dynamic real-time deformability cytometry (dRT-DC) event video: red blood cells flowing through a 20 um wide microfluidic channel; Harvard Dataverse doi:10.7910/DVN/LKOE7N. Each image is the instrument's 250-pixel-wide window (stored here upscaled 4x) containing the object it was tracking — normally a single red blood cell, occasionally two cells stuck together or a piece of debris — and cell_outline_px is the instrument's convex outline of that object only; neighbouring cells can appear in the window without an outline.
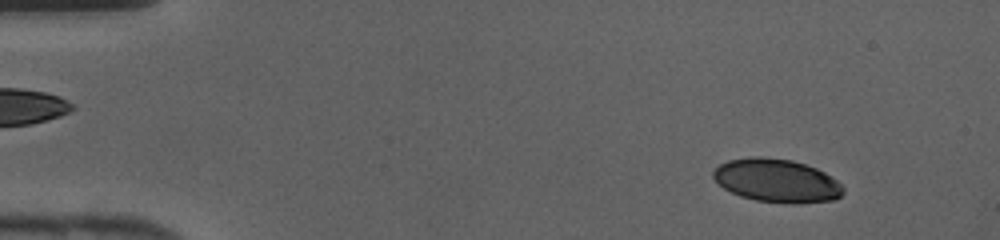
{"species": "human", "species_latin": "Homo sapiens", "temperature_condition": "cold", "stored_images_in_passage": 43, "camera_frame_rate_fps": 3000, "um_per_image_px": 0.085, "donor": {"sex": "female"}, "frame": {"image": 1, "passage_image": 5, "time_ms": 1.333, "image_size_px": [1000, 240], "cell_outline_px": [[844, 192], [836, 200], [796, 204], [792, 204], [756, 200], [740, 196], [724, 188], [712, 176], [712, 172], [720, 164], [728, 160], [752, 156], [760, 156], [792, 160], [816, 168], [824, 172], [836, 180], [844, 188]], "centroid_in_image_um": [66.03, 15.36], "position_along_channel_um": 19.0, "area_um2": 32.83}}
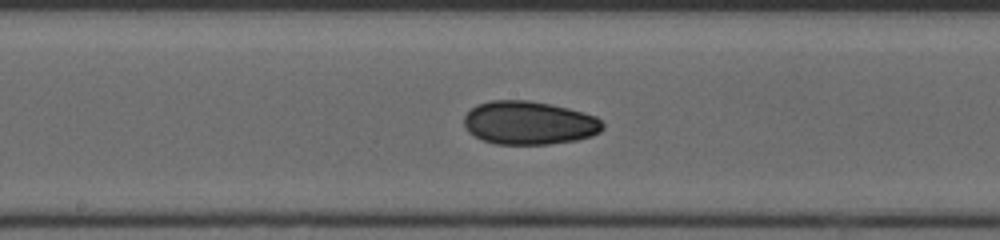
{"frame": {"image": 2, "passage_image": 23, "time_ms": 7.333, "image_size_px": [1000, 240], "cell_outline_px": [[604, 128], [600, 132], [592, 136], [576, 140], [548, 144], [496, 144], [484, 140], [468, 132], [464, 124], [464, 116], [476, 104], [488, 100], [528, 100], [568, 108], [596, 116], [604, 124]], "centroid_in_image_um": [44.97, 10.44], "position_along_channel_um": 203.2, "area_um2": 35.08}}
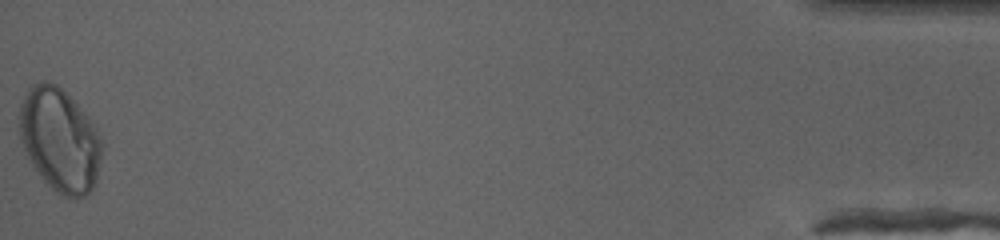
{"frame": {"image": 3, "passage_image": 43, "time_ms": 14.0, "image_size_px": [1000, 240], "cell_outline_px": [[104, 144], [96, 180], [92, 188], [84, 196], [76, 200], [64, 196], [56, 192], [44, 180], [32, 164], [20, 140], [20, 104], [28, 88], [32, 84], [44, 80], [48, 80], [56, 84], [88, 116], [96, 128]], "centroid_in_image_um": [5.09, 11.9], "position_along_channel_um": 430.1, "area_um2": 49.59}}